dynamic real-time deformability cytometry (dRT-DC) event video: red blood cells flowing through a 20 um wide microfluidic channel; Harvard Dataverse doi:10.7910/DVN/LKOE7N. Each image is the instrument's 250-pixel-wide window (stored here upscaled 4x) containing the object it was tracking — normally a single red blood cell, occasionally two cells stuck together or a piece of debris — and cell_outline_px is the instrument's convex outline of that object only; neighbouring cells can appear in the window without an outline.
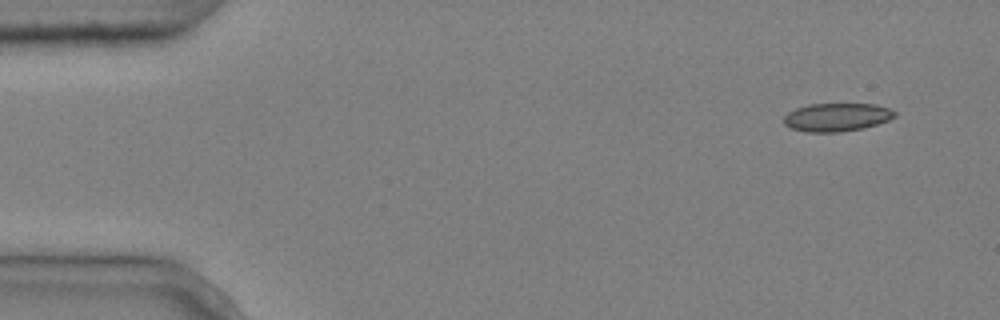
{"species": "common noctule bat (a hibernating species)", "species_latin": "Nyctalus noctula", "temperature_condition": "cold", "stored_images_in_passage": 5, "camera_frame_rate_fps": 3000, "um_per_image_px": 0.085, "animal": {"sex": "male", "body_mass_g": 20.4}, "frame": {"image": 1, "passage_image": 1, "time_ms": 0.0, "image_size_px": [1000, 320], "cell_outline_px": [[896, 116], [888, 120], [864, 128], [840, 132], [808, 132], [792, 128], [784, 124], [784, 116], [788, 112], [796, 108], [808, 104], [876, 104], [888, 108], [896, 112]], "centroid_in_image_um": [71.13, 9.96], "position_along_channel_um": 13.9, "area_um2": 18.21}}
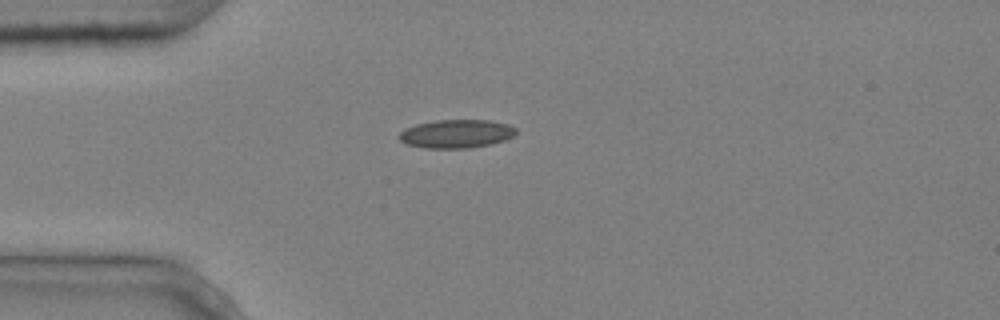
{"frame": {"image": 2, "passage_image": 3, "time_ms": 0.667, "image_size_px": [1000, 320], "cell_outline_px": [[516, 132], [512, 136], [504, 140], [492, 144], [468, 148], [424, 148], [408, 144], [400, 140], [396, 136], [404, 128], [416, 124], [436, 120], [488, 120], [508, 124], [516, 128]], "centroid_in_image_um": [38.76, 11.37], "position_along_channel_um": 46.2, "area_um2": 19.42}}